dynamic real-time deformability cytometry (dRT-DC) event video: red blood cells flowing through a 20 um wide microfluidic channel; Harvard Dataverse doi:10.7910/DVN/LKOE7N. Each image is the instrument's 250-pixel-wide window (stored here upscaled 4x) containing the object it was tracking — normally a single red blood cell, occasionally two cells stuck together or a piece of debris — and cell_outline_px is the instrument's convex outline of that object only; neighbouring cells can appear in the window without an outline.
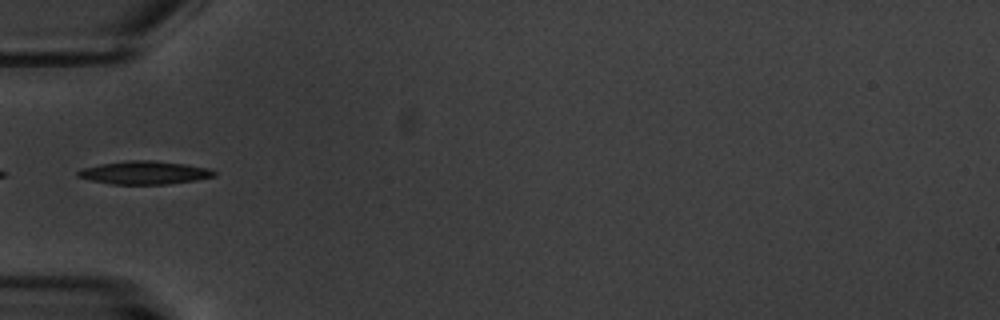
{"species": "common noctule bat (a hibernating species)", "species_latin": "Nyctalus noctula", "temperature_condition": "warm", "stored_images_in_passage": 6, "camera_frame_rate_fps": 3000, "um_per_image_px": 0.085, "animal": {"sex": "male", "body_mass_g": 20.1, "forearm_length_mm": 53.5}, "frame": {"image": 1, "passage_image": 5, "time_ms": 6.667, "image_size_px": [1000, 320], "cell_outline_px": [[216, 176], [196, 180], [164, 184], [112, 184], [92, 180], [76, 176], [76, 172], [80, 168], [100, 164], [128, 160], [156, 160], [184, 164], [208, 168], [216, 172]], "centroid_in_image_um": [12.26, 14.66], "position_along_channel_um": 72.7, "area_um2": 18.38}}